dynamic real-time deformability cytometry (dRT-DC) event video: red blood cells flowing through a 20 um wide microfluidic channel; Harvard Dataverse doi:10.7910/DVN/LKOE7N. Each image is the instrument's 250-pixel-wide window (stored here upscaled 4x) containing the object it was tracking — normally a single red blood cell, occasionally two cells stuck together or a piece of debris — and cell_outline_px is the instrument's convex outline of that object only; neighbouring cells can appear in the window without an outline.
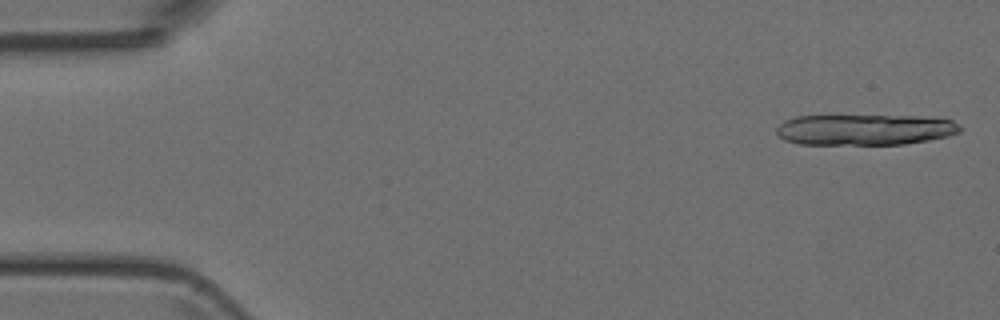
{"species": "Egyptian fruit bat (a non-hibernating species)", "species_latin": "Rousettus aegyptiacus", "temperature_condition": "room temperature", "stored_images_in_passage": 9, "segment_of_instrument_passage": [1, 2], "camera_frame_rate_fps": 3000, "um_per_image_px": 0.085, "animal": {"sex": "female"}, "frame": {"image": 1, "passage_image": 1, "time_ms": 0.0, "image_size_px": [1000, 320], "cell_outline_px": [[964, 128], [960, 132], [948, 136], [928, 140], [904, 144], [800, 144], [784, 140], [776, 132], [776, 128], [784, 120], [796, 116], [944, 116], [952, 120]], "centroid_in_image_um": [73.59, 11.01], "position_along_channel_um": 11.4, "area_um2": 33.41}}